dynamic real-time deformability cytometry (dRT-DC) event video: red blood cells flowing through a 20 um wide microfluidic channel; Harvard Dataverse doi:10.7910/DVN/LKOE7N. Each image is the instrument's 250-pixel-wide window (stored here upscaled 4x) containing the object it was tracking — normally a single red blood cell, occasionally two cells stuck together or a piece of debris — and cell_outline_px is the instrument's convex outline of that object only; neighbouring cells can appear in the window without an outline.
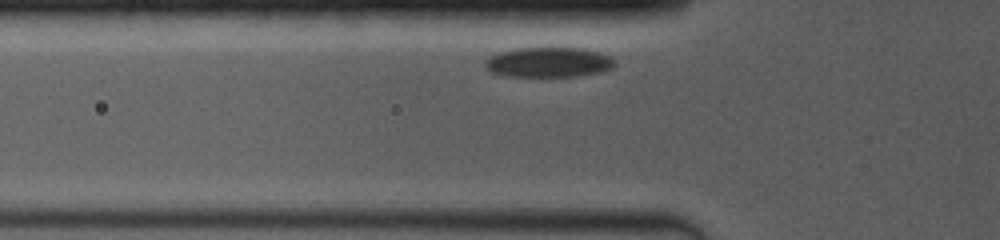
{"species": "common noctule bat (a hibernating species)", "species_latin": "Nyctalus noctula", "temperature_condition": "room temperature", "stored_images_in_passage": 44, "camera_frame_rate_fps": 4000, "um_per_image_px": 0.085, "animal": {"sex": "female", "body_mass_g": 19.0, "forearm_length_mm": 53.3}, "frame": {"image": 1, "passage_image": 2, "time_ms": 0.25, "image_size_px": [1000, 240], "cell_outline_px": [[616, 64], [612, 68], [604, 72], [576, 76], [508, 76], [492, 72], [484, 68], [484, 60], [500, 52], [516, 48], [580, 48], [596, 52], [608, 56], [616, 60]], "centroid_in_image_um": [46.63, 5.3], "position_along_channel_um": 79.2, "area_um2": 22.6}}
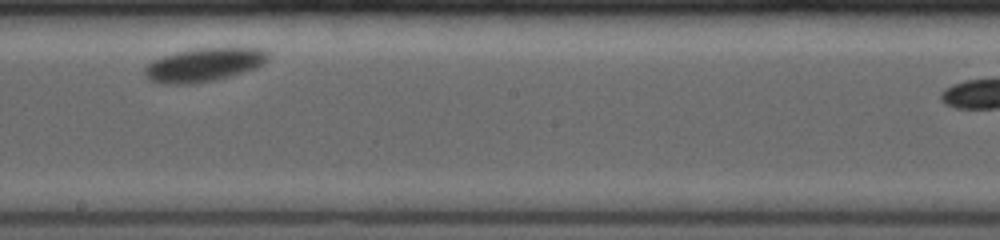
{"frame": {"image": 2, "passage_image": 25, "time_ms": 4.75, "image_size_px": [1000, 240], "cell_outline_px": [[268, 60], [264, 64], [256, 68], [244, 72], [212, 80], [188, 84], [160, 84], [148, 80], [144, 76], [144, 68], [148, 64], [164, 56], [176, 52], [196, 48], [260, 48], [268, 56]], "centroid_in_image_um": [17.3, 5.52], "position_along_channel_um": 230.9, "area_um2": 23.87}}
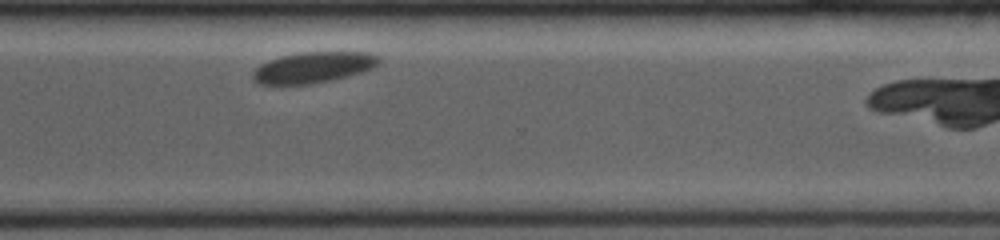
{"frame": {"image": 3, "passage_image": 42, "time_ms": 8.0, "image_size_px": [1000, 240], "cell_outline_px": [[380, 64], [372, 68], [348, 76], [332, 80], [312, 84], [260, 84], [252, 80], [252, 72], [260, 64], [268, 60], [284, 56], [304, 52], [368, 52], [380, 56]], "centroid_in_image_um": [26.64, 5.73], "position_along_channel_um": 344.0, "area_um2": 22.72}}